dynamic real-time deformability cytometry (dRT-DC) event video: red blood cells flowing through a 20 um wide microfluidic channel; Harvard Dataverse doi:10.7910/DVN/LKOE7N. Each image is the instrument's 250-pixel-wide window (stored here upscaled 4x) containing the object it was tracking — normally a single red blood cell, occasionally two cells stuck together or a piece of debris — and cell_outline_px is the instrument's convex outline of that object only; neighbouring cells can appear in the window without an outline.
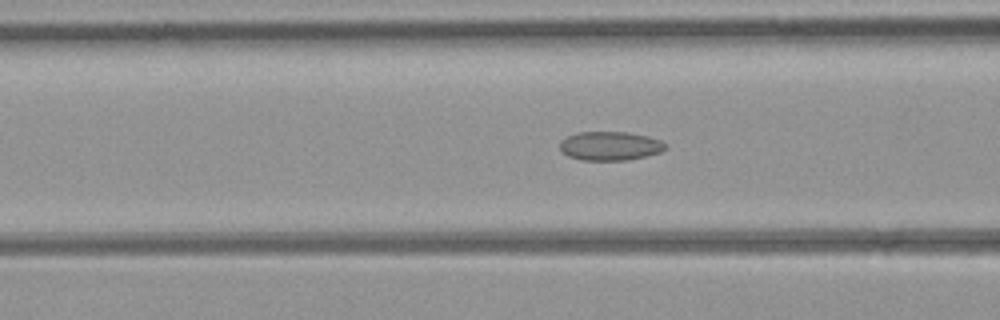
{"species": "common noctule bat (a hibernating species)", "species_latin": "Nyctalus noctula", "temperature_condition": "room temperature", "stored_images_in_passage": 47, "camera_frame_rate_fps": 3000, "um_per_image_px": 0.085, "animal": {"sex": "female", "body_mass_g": 21.9}, "frame": {"image": 1, "passage_image": 20, "time_ms": 6.333, "image_size_px": [1000, 320], "cell_outline_px": [[668, 148], [660, 152], [628, 160], [580, 160], [568, 156], [560, 148], [560, 140], [576, 132], [628, 132], [648, 136], [660, 140], [668, 144]], "centroid_in_image_um": [51.87, 12.4], "position_along_channel_um": 114.7, "area_um2": 17.86}}
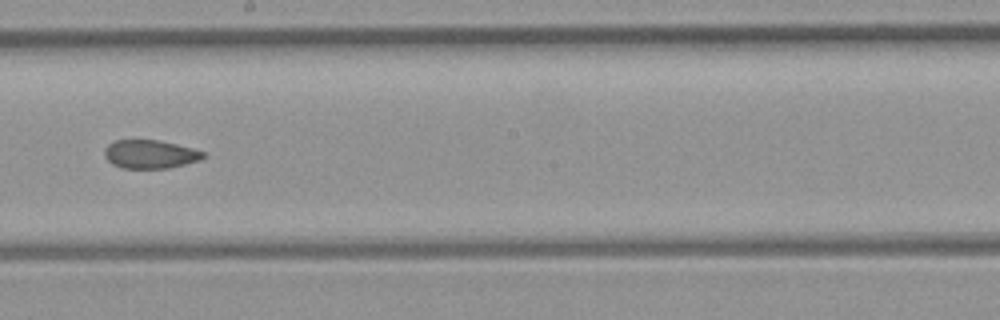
{"frame": {"image": 2, "passage_image": 29, "time_ms": 9.333, "image_size_px": [1000, 320], "cell_outline_px": [[204, 156], [200, 160], [168, 168], [120, 168], [112, 164], [104, 156], [104, 148], [108, 144], [116, 140], [160, 140], [192, 148], [204, 152]], "centroid_in_image_um": [12.72, 13.1], "position_along_channel_um": 235.5, "area_um2": 16.36}}
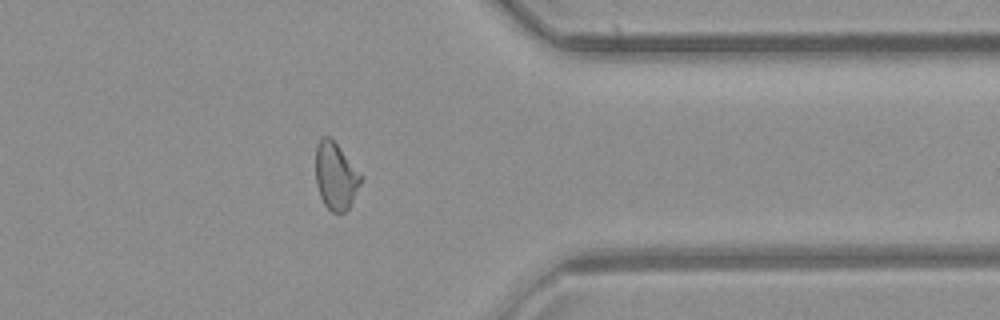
{"frame": {"image": 3, "passage_image": 41, "time_ms": 13.333, "image_size_px": [1000, 320], "cell_outline_px": [[360, 184], [348, 208], [340, 216], [332, 212], [324, 204], [320, 196], [316, 184], [316, 144], [324, 136], [328, 136], [336, 144], [360, 176]], "centroid_in_image_um": [28.48, 15.02], "position_along_channel_um": 382.9, "area_um2": 17.05}, "authors_computed_cell_mechanics": {"area_um2": 17.8602, "velocity_mm_per_s": 4.0144, "shape_relaxation_time_tau1_ms": null, "shape_relaxation_time_tau2_ms": 3.9466, "deformation_change_tau1": null, "deformation_change_tau2": 0.0855}}